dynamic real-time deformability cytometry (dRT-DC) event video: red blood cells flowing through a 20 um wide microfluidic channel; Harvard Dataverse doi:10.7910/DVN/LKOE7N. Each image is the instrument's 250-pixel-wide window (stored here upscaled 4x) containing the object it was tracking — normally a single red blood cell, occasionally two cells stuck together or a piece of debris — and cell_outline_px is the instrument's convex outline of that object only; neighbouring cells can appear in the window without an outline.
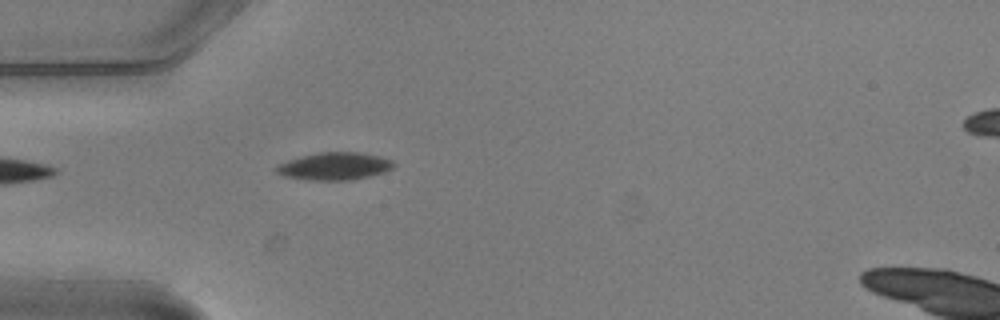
{"species": "common noctule bat (a hibernating species)", "species_latin": "Nyctalus noctula", "temperature_condition": "warm", "stored_images_in_passage": 3, "camera_frame_rate_fps": 3000, "um_per_image_px": 0.085, "animal": {"sex": "male", "body_mass_g": 20.5, "forearm_length_mm": 52.5}, "frame": {"image": 1, "passage_image": 2, "time_ms": 0.333, "image_size_px": [1000, 320], "cell_outline_px": [[396, 164], [392, 168], [384, 172], [352, 180], [308, 180], [284, 176], [276, 172], [276, 168], [280, 164], [288, 160], [300, 156], [316, 152], [360, 152], [380, 156], [392, 160]], "centroid_in_image_um": [28.45, 14.12], "position_along_channel_um": 56.5, "area_um2": 18.84}}